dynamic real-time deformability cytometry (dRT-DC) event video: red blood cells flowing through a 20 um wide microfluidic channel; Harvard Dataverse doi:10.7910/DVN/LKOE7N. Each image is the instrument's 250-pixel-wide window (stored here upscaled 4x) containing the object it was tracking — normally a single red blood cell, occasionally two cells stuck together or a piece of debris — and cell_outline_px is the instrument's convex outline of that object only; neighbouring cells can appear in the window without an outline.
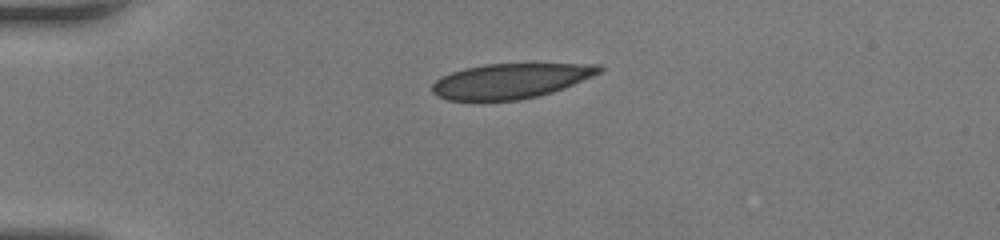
{"species": "human", "species_latin": "Homo sapiens", "temperature_condition": "room temperature", "stored_images_in_passage": 39, "camera_frame_rate_fps": 3000, "um_per_image_px": 0.085, "donor": {"sex": "female"}, "frame": {"image": 1, "passage_image": 1, "time_ms": 0.0, "image_size_px": [1000, 240], "cell_outline_px": [[604, 72], [564, 88], [552, 92], [520, 100], [448, 100], [436, 96], [432, 92], [432, 84], [440, 76], [464, 68], [488, 64], [600, 64], [604, 68]], "centroid_in_image_um": [43.42, 6.87], "position_along_channel_um": 41.6, "area_um2": 34.1}}
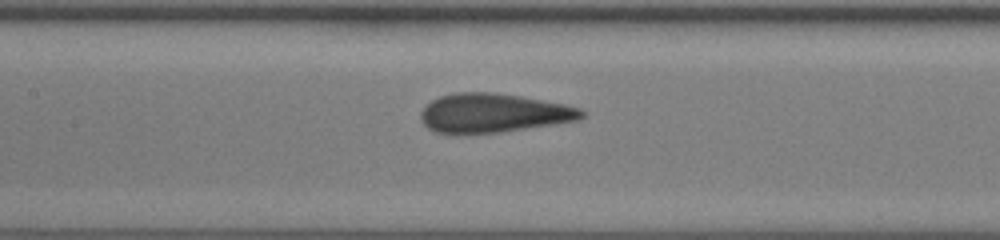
{"frame": {"image": 2, "passage_image": 13, "time_ms": 4.0, "image_size_px": [1000, 240], "cell_outline_px": [[584, 116], [576, 120], [504, 132], [436, 132], [428, 128], [420, 120], [420, 112], [432, 100], [440, 96], [456, 92], [492, 92], [520, 96], [564, 104], [580, 108], [584, 112]], "centroid_in_image_um": [41.93, 9.59], "position_along_channel_um": 165.5, "area_um2": 36.01}}
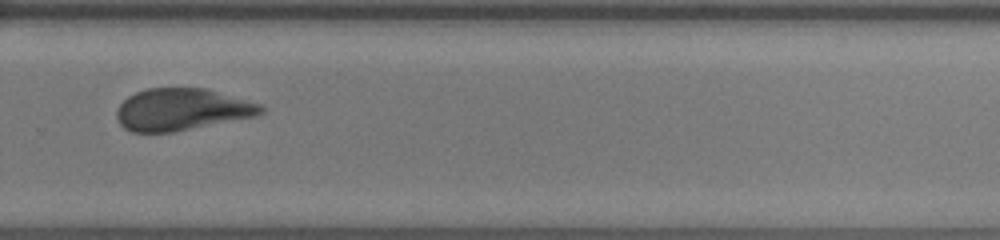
{"frame": {"image": 3, "passage_image": 24, "time_ms": 7.667, "image_size_px": [1000, 240], "cell_outline_px": [[264, 112], [256, 116], [172, 132], [132, 132], [124, 128], [120, 124], [116, 116], [116, 112], [120, 104], [128, 96], [136, 92], [148, 88], [204, 88], [260, 104], [264, 108]], "centroid_in_image_um": [15.42, 9.31], "position_along_channel_um": 314.4, "area_um2": 34.97}, "authors_computed_cell_mechanics": {"area_um2": 36.414, "velocity_mm_per_s": 4.0648, "shape_relaxation_time_tau1_ms": 5.2426, "shape_relaxation_time_tau2_ms": 0.8718, "deformation_change_tau1": 0.15, "deformation_change_tau2": 0.0547}}